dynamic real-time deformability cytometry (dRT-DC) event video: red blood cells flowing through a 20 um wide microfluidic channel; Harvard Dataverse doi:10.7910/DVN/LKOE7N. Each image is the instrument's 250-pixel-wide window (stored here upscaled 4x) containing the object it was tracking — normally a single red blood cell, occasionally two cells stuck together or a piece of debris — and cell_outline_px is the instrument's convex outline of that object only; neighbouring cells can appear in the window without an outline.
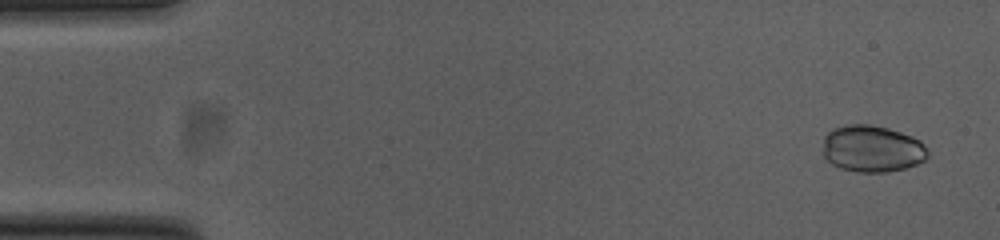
{"species": "common noctule bat (a hibernating species)", "species_latin": "Nyctalus noctula", "temperature_condition": "cold", "stored_images_in_passage": 54, "camera_frame_rate_fps": 3000, "um_per_image_px": 0.085, "animal": {"sex": "female", "body_mass_g": 23.0, "forearm_length_mm": 53.4}, "frame": {"image": 1, "passage_image": 3, "time_ms": 0.667, "image_size_px": [1000, 240], "cell_outline_px": [[928, 156], [924, 160], [916, 164], [904, 168], [888, 172], [856, 172], [840, 168], [832, 164], [824, 156], [824, 136], [832, 128], [848, 124], [868, 124], [888, 128], [912, 136], [920, 140], [924, 144], [928, 152]], "centroid_in_image_um": [74.13, 12.64], "position_along_channel_um": 10.9, "area_um2": 28.67}}
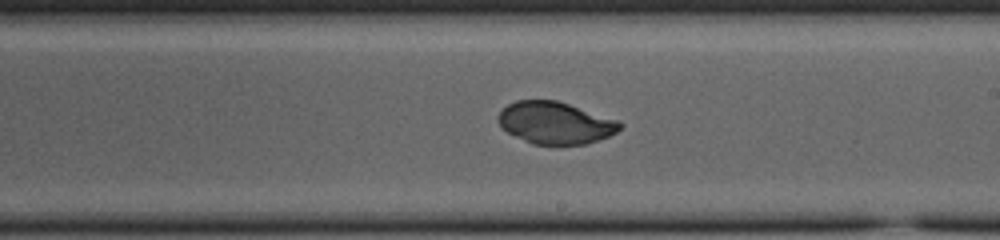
{"frame": {"image": 2, "passage_image": 31, "time_ms": 10.0, "image_size_px": [1000, 240], "cell_outline_px": [[624, 124], [616, 132], [608, 136], [588, 144], [556, 148], [532, 144], [508, 132], [500, 124], [496, 116], [508, 104], [516, 100], [556, 100], [616, 120]], "centroid_in_image_um": [47.19, 10.49], "position_along_channel_um": 241.8, "area_um2": 30.17}}
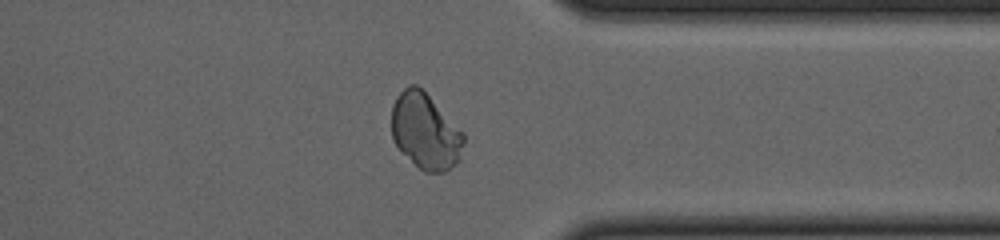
{"frame": {"image": 3, "passage_image": 42, "time_ms": 13.667, "image_size_px": [1000, 240], "cell_outline_px": [[464, 144], [460, 160], [444, 172], [424, 172], [392, 140], [392, 104], [396, 96], [408, 84], [416, 84], [464, 132]], "centroid_in_image_um": [36.16, 11.15], "position_along_channel_um": 375.2, "area_um2": 31.5}}